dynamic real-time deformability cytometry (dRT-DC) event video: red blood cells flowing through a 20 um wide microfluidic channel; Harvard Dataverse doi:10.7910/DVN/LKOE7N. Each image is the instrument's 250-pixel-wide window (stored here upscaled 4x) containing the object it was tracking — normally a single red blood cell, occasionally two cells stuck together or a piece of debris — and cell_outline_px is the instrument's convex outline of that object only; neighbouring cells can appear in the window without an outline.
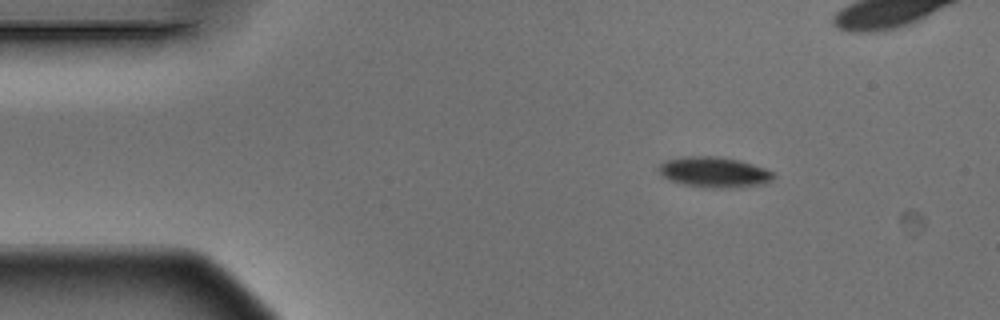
{"species": "Egyptian fruit bat (a non-hibernating species)", "species_latin": "Rousettus aegyptiacus", "temperature_condition": "warm", "stored_images_in_passage": 5, "camera_frame_rate_fps": 3000, "um_per_image_px": 0.085, "animal": {"sex": "male"}, "frame": {"image": 1, "passage_image": 1, "time_ms": 0.0, "image_size_px": [1000, 320], "cell_outline_px": [[776, 176], [772, 180], [764, 184], [740, 188], [704, 188], [684, 184], [672, 180], [664, 176], [656, 168], [656, 164], [664, 160], [684, 156], [720, 156], [740, 160], [776, 172]], "centroid_in_image_um": [60.73, 14.63], "position_along_channel_um": 24.3, "area_um2": 20.92}}